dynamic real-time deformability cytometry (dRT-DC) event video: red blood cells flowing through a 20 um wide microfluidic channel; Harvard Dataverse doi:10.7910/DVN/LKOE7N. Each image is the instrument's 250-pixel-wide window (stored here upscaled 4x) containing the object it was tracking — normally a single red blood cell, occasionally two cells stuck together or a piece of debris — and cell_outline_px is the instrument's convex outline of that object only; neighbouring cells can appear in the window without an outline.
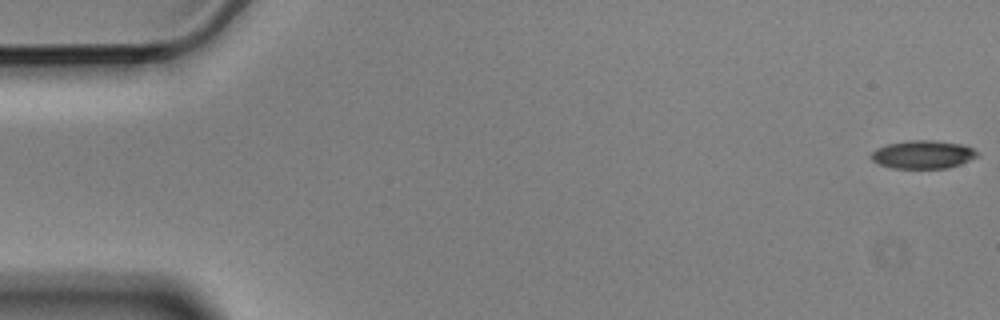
{"species": "Egyptian fruit bat (a non-hibernating species)", "species_latin": "Rousettus aegyptiacus", "temperature_condition": "cold", "stored_images_in_passage": 5, "camera_frame_rate_fps": 3000, "um_per_image_px": 0.085, "animal": {"sex": "male"}, "frame": {"image": 1, "passage_image": 1, "time_ms": 0.0, "image_size_px": [1000, 320], "cell_outline_px": [[980, 152], [976, 156], [960, 164], [948, 168], [892, 168], [880, 164], [872, 160], [872, 152], [876, 148], [888, 144], [908, 140], [932, 140], [960, 144], [972, 148]], "centroid_in_image_um": [78.44, 13.13], "position_along_channel_um": 6.6, "area_um2": 17.22}}
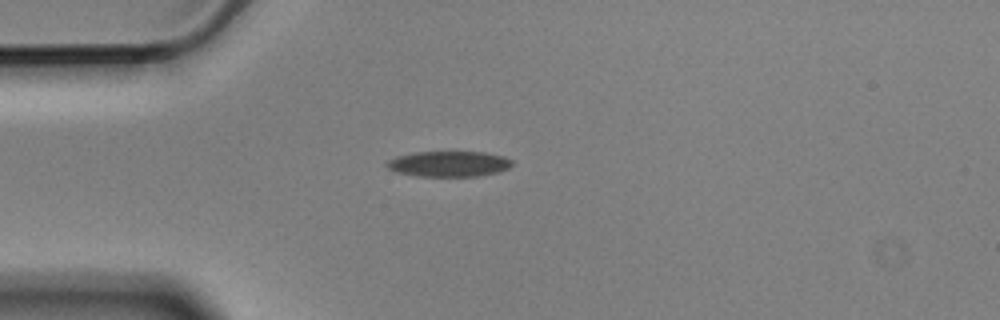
{"frame": {"image": 2, "passage_image": 5, "time_ms": 1.333, "image_size_px": [1000, 320], "cell_outline_px": [[512, 164], [508, 168], [496, 172], [480, 176], [416, 176], [396, 172], [388, 168], [384, 164], [388, 160], [396, 156], [416, 152], [484, 152], [504, 156], [512, 160]], "centroid_in_image_um": [38.12, 13.93], "position_along_channel_um": 46.9, "area_um2": 18.67}}